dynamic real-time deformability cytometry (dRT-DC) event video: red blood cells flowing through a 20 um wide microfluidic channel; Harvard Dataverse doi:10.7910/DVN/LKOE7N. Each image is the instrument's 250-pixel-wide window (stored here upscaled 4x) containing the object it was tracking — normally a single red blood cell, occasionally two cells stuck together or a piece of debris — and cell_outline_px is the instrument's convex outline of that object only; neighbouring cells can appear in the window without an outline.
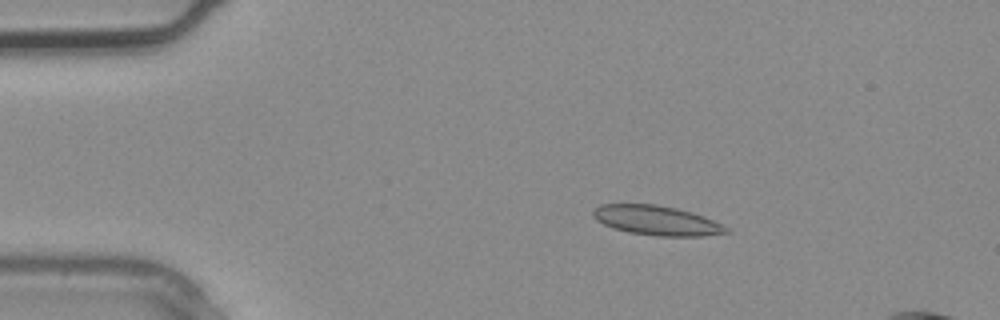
{"species": "common noctule bat (a hibernating species)", "species_latin": "Nyctalus noctula", "temperature_condition": "warm", "stored_images_in_passage": 4, "camera_frame_rate_fps": 3000, "um_per_image_px": 0.085, "animal": {"sex": "male", "body_mass_g": 20.4}, "frame": {"image": 1, "passage_image": 2, "time_ms": 0.333, "image_size_px": [1000, 320], "cell_outline_px": [[732, 232], [704, 236], [660, 236], [628, 232], [612, 228], [596, 220], [592, 216], [592, 212], [600, 204], [656, 204], [676, 208], [692, 212], [704, 216], [728, 228]], "centroid_in_image_um": [55.81, 18.74], "position_along_channel_um": 29.2, "area_um2": 22.95}}